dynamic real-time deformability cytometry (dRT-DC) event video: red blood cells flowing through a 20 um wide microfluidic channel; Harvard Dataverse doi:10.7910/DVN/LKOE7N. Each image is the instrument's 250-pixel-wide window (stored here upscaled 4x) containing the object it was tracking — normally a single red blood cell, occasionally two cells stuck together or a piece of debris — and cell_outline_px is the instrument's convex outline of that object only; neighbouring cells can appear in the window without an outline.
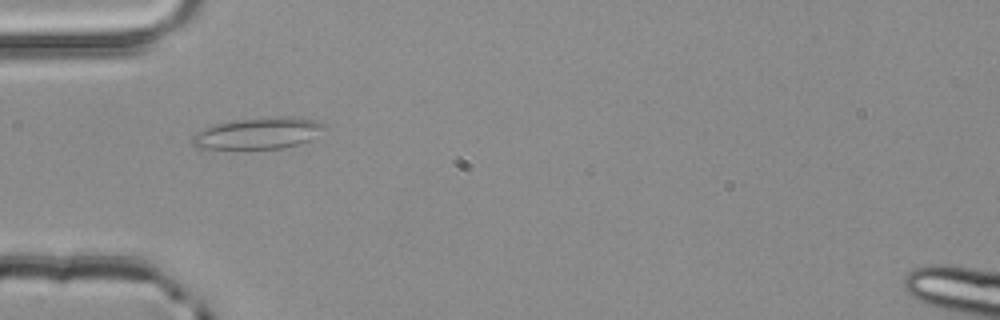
{"species": "common noctule bat (a hibernating species)", "species_latin": "Nyctalus noctula", "temperature_condition": "room temperature", "stored_images_in_passage": 1, "camera_frame_rate_fps": 3000, "um_per_image_px": 0.085, "animal": {"sex": "male", "body_mass_g": 20.4}, "frame": {"image": 1, "passage_image": 1, "time_ms": 0.0, "image_size_px": [1000, 320], "cell_outline_px": [[328, 124], [324, 128], [308, 140], [296, 144], [280, 148], [200, 148], [192, 144], [192, 136], [196, 132], [204, 128], [216, 124], [236, 120], [276, 116], [292, 116], [312, 120]], "centroid_in_image_um": [21.93, 11.31], "position_along_channel_um": 63.1, "area_um2": 23.7}}